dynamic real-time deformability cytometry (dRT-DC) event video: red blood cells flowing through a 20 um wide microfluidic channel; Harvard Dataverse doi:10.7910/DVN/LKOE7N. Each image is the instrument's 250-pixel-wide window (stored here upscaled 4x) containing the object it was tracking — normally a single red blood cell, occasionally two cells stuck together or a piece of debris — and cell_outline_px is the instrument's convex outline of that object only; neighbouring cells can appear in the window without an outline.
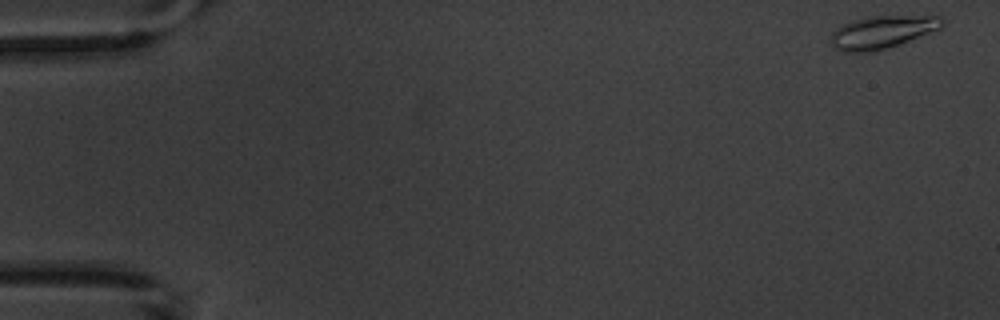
{"species": "common noctule bat (a hibernating species)", "species_latin": "Nyctalus noctula", "temperature_condition": "warm", "stored_images_in_passage": 6, "camera_frame_rate_fps": 3000, "um_per_image_px": 0.085, "animal": {"sex": "male", "body_mass_g": 20.1, "forearm_length_mm": 53.5}, "frame": {"image": 1, "passage_image": 1, "time_ms": 0.0, "image_size_px": [1000, 320], "cell_outline_px": [[944, 24], [940, 28], [908, 40], [872, 52], [844, 52], [836, 48], [828, 40], [832, 32], [840, 24], [852, 20], [872, 16], [940, 16], [944, 20]], "centroid_in_image_um": [74.91, 2.71], "position_along_channel_um": 10.1, "area_um2": 20.98}}